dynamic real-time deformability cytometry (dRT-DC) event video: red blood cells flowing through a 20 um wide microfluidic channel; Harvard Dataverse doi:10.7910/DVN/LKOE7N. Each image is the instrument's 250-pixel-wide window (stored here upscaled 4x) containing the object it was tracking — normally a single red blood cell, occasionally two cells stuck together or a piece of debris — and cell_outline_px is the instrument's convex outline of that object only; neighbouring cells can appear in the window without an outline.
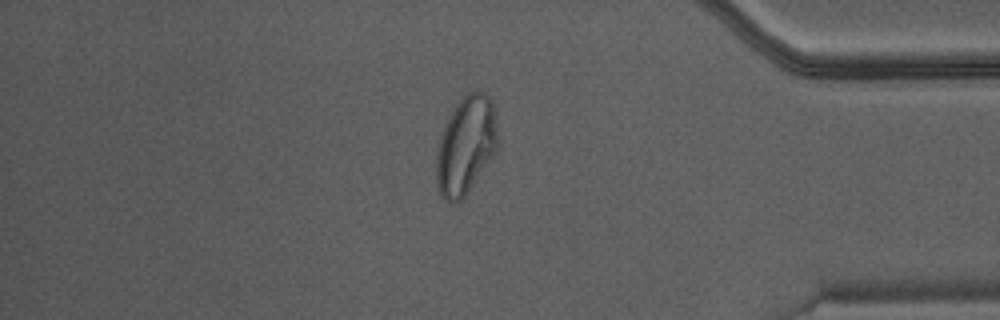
{"species": "Egyptian fruit bat (a non-hibernating species)", "species_latin": "Rousettus aegyptiacus", "temperature_condition": "warm", "stored_images_in_passage": 32, "camera_frame_rate_fps": 3000, "um_per_image_px": 0.085, "animal": {"sex": "male"}, "frame": {"image": 1, "passage_image": 27, "time_ms": 8.667, "image_size_px": [1000, 320], "cell_outline_px": [[496, 148], [464, 196], [460, 200], [452, 204], [444, 200], [440, 196], [436, 184], [436, 156], [440, 140], [444, 128], [456, 104], [468, 92], [476, 88], [484, 92], [492, 100], [496, 136]], "centroid_in_image_um": [39.55, 12.35], "position_along_channel_um": 395.7, "area_um2": 33.99}}